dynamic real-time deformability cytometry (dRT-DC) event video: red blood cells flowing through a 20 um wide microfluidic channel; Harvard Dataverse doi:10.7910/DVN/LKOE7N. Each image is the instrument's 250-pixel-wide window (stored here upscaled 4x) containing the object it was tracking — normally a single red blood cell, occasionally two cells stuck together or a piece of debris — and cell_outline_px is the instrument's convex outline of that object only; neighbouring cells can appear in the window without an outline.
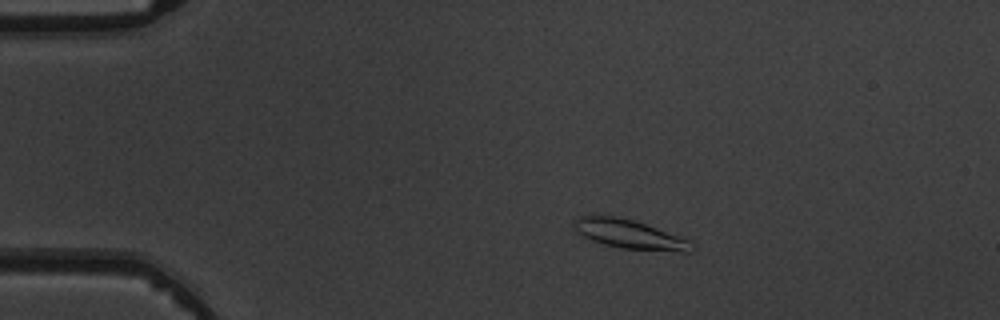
{"species": "common noctule bat (a hibernating species)", "species_latin": "Nyctalus noctula", "temperature_condition": "warm", "stored_images_in_passage": 5, "camera_frame_rate_fps": 3000, "um_per_image_px": 0.085, "animal": {"sex": "male", "body_mass_g": 19.5, "forearm_length_mm": 54.6}, "frame": {"image": 1, "passage_image": 3, "time_ms": 3.0, "image_size_px": [1000, 320], "cell_outline_px": [[696, 248], [692, 252], [680, 252], [620, 248], [604, 244], [592, 240], [576, 232], [572, 220], [580, 216], [592, 212], [632, 220], [688, 236], [696, 244]], "centroid_in_image_um": [53.61, 19.89], "position_along_channel_um": 31.4, "area_um2": 20.98}}